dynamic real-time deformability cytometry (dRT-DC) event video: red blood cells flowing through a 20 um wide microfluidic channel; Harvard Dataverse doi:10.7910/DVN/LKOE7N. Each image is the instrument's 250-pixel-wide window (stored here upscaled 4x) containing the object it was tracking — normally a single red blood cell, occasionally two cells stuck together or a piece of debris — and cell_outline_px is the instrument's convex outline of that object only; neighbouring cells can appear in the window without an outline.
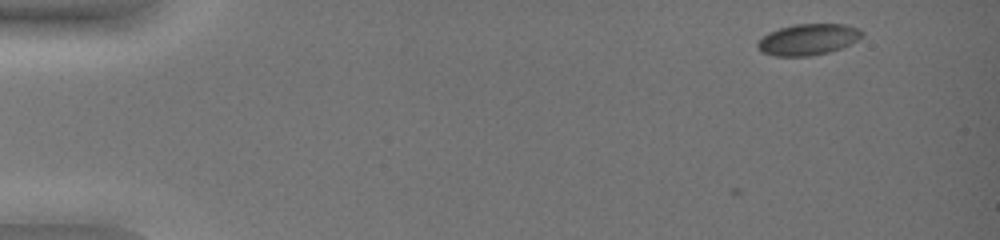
{"species": "common noctule bat (a hibernating species)", "species_latin": "Nyctalus noctula", "temperature_condition": "warm", "stored_images_in_passage": 4, "camera_frame_rate_fps": 3000, "um_per_image_px": 0.085, "animal": {"sex": "female", "body_mass_g": 19.0, "forearm_length_mm": 51.5}, "frame": {"image": 1, "passage_image": 1, "time_ms": 0.0, "image_size_px": [1000, 240], "cell_outline_px": [[864, 36], [840, 48], [828, 52], [812, 56], [776, 56], [760, 52], [756, 48], [756, 44], [768, 32], [792, 24], [844, 24], [860, 28], [864, 32]], "centroid_in_image_um": [68.68, 3.35], "position_along_channel_um": 16.3, "area_um2": 19.07}}